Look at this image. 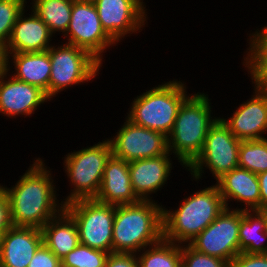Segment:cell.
<instances>
[{
    "label": "cell",
    "mask_w": 267,
    "mask_h": 267,
    "mask_svg": "<svg viewBox=\"0 0 267 267\" xmlns=\"http://www.w3.org/2000/svg\"><path fill=\"white\" fill-rule=\"evenodd\" d=\"M45 160L35 158L28 170L12 187H0L7 194L13 226L41 229L64 210L60 202L51 170ZM48 169V170H47Z\"/></svg>",
    "instance_id": "obj_1"
},
{
    "label": "cell",
    "mask_w": 267,
    "mask_h": 267,
    "mask_svg": "<svg viewBox=\"0 0 267 267\" xmlns=\"http://www.w3.org/2000/svg\"><path fill=\"white\" fill-rule=\"evenodd\" d=\"M163 207L155 200L115 205L113 252L137 254L161 240Z\"/></svg>",
    "instance_id": "obj_2"
},
{
    "label": "cell",
    "mask_w": 267,
    "mask_h": 267,
    "mask_svg": "<svg viewBox=\"0 0 267 267\" xmlns=\"http://www.w3.org/2000/svg\"><path fill=\"white\" fill-rule=\"evenodd\" d=\"M184 198L175 210L163 207V238L188 244L224 210L218 186L204 187Z\"/></svg>",
    "instance_id": "obj_3"
},
{
    "label": "cell",
    "mask_w": 267,
    "mask_h": 267,
    "mask_svg": "<svg viewBox=\"0 0 267 267\" xmlns=\"http://www.w3.org/2000/svg\"><path fill=\"white\" fill-rule=\"evenodd\" d=\"M208 97L203 92L189 95L179 107L174 127L167 136L168 151L184 168L200 154L209 127L218 118L211 115L212 105Z\"/></svg>",
    "instance_id": "obj_4"
},
{
    "label": "cell",
    "mask_w": 267,
    "mask_h": 267,
    "mask_svg": "<svg viewBox=\"0 0 267 267\" xmlns=\"http://www.w3.org/2000/svg\"><path fill=\"white\" fill-rule=\"evenodd\" d=\"M186 82L170 80L137 95L126 118L133 124L162 132L168 136L175 123L177 112L187 94Z\"/></svg>",
    "instance_id": "obj_5"
},
{
    "label": "cell",
    "mask_w": 267,
    "mask_h": 267,
    "mask_svg": "<svg viewBox=\"0 0 267 267\" xmlns=\"http://www.w3.org/2000/svg\"><path fill=\"white\" fill-rule=\"evenodd\" d=\"M111 155V145L106 138L93 146L71 151L63 157V169L70 180L69 186L73 187L69 195L63 199L64 204L78 199L96 197L102 183L106 162Z\"/></svg>",
    "instance_id": "obj_6"
},
{
    "label": "cell",
    "mask_w": 267,
    "mask_h": 267,
    "mask_svg": "<svg viewBox=\"0 0 267 267\" xmlns=\"http://www.w3.org/2000/svg\"><path fill=\"white\" fill-rule=\"evenodd\" d=\"M49 48L51 73L49 99L74 85L91 82L99 75L102 64L88 51L63 43ZM58 46V47H57Z\"/></svg>",
    "instance_id": "obj_7"
},
{
    "label": "cell",
    "mask_w": 267,
    "mask_h": 267,
    "mask_svg": "<svg viewBox=\"0 0 267 267\" xmlns=\"http://www.w3.org/2000/svg\"><path fill=\"white\" fill-rule=\"evenodd\" d=\"M240 142L218 117L209 127L202 151L186 168L192 181H200L206 169L217 181L225 173L238 168Z\"/></svg>",
    "instance_id": "obj_8"
},
{
    "label": "cell",
    "mask_w": 267,
    "mask_h": 267,
    "mask_svg": "<svg viewBox=\"0 0 267 267\" xmlns=\"http://www.w3.org/2000/svg\"><path fill=\"white\" fill-rule=\"evenodd\" d=\"M77 224L80 244L108 253L113 252L115 205L94 198L78 199L64 205Z\"/></svg>",
    "instance_id": "obj_9"
},
{
    "label": "cell",
    "mask_w": 267,
    "mask_h": 267,
    "mask_svg": "<svg viewBox=\"0 0 267 267\" xmlns=\"http://www.w3.org/2000/svg\"><path fill=\"white\" fill-rule=\"evenodd\" d=\"M64 38L66 43L88 51L101 64L103 53L110 46H117L103 29L93 1L73 0L71 20Z\"/></svg>",
    "instance_id": "obj_10"
},
{
    "label": "cell",
    "mask_w": 267,
    "mask_h": 267,
    "mask_svg": "<svg viewBox=\"0 0 267 267\" xmlns=\"http://www.w3.org/2000/svg\"><path fill=\"white\" fill-rule=\"evenodd\" d=\"M240 209L224 208L218 217L188 244L198 252L229 263L239 254Z\"/></svg>",
    "instance_id": "obj_11"
},
{
    "label": "cell",
    "mask_w": 267,
    "mask_h": 267,
    "mask_svg": "<svg viewBox=\"0 0 267 267\" xmlns=\"http://www.w3.org/2000/svg\"><path fill=\"white\" fill-rule=\"evenodd\" d=\"M116 135L108 139L112 155L131 162L168 153V139L159 131L137 126L125 118Z\"/></svg>",
    "instance_id": "obj_12"
},
{
    "label": "cell",
    "mask_w": 267,
    "mask_h": 267,
    "mask_svg": "<svg viewBox=\"0 0 267 267\" xmlns=\"http://www.w3.org/2000/svg\"><path fill=\"white\" fill-rule=\"evenodd\" d=\"M93 3L103 29L116 43L127 34L141 32L147 23L148 12L143 0H93Z\"/></svg>",
    "instance_id": "obj_13"
},
{
    "label": "cell",
    "mask_w": 267,
    "mask_h": 267,
    "mask_svg": "<svg viewBox=\"0 0 267 267\" xmlns=\"http://www.w3.org/2000/svg\"><path fill=\"white\" fill-rule=\"evenodd\" d=\"M10 62L5 61V70L0 74V115L11 119L20 115L30 117L41 104L51 100L40 88L10 75V68H13Z\"/></svg>",
    "instance_id": "obj_14"
},
{
    "label": "cell",
    "mask_w": 267,
    "mask_h": 267,
    "mask_svg": "<svg viewBox=\"0 0 267 267\" xmlns=\"http://www.w3.org/2000/svg\"><path fill=\"white\" fill-rule=\"evenodd\" d=\"M254 95L240 104L229 119L222 116V121L233 135L241 140L265 139L267 132V90L254 87ZM227 119V120H226Z\"/></svg>",
    "instance_id": "obj_15"
},
{
    "label": "cell",
    "mask_w": 267,
    "mask_h": 267,
    "mask_svg": "<svg viewBox=\"0 0 267 267\" xmlns=\"http://www.w3.org/2000/svg\"><path fill=\"white\" fill-rule=\"evenodd\" d=\"M170 152L129 162V174L134 193L140 200H153L151 194L161 191L172 170ZM171 158V159H170Z\"/></svg>",
    "instance_id": "obj_16"
},
{
    "label": "cell",
    "mask_w": 267,
    "mask_h": 267,
    "mask_svg": "<svg viewBox=\"0 0 267 267\" xmlns=\"http://www.w3.org/2000/svg\"><path fill=\"white\" fill-rule=\"evenodd\" d=\"M26 8L18 15L11 37L4 48V54L43 52L53 43V35L48 26L32 11L25 14ZM28 15V16H27ZM26 16V17H25Z\"/></svg>",
    "instance_id": "obj_17"
},
{
    "label": "cell",
    "mask_w": 267,
    "mask_h": 267,
    "mask_svg": "<svg viewBox=\"0 0 267 267\" xmlns=\"http://www.w3.org/2000/svg\"><path fill=\"white\" fill-rule=\"evenodd\" d=\"M42 243L41 229L12 226L3 233L0 267H28Z\"/></svg>",
    "instance_id": "obj_18"
},
{
    "label": "cell",
    "mask_w": 267,
    "mask_h": 267,
    "mask_svg": "<svg viewBox=\"0 0 267 267\" xmlns=\"http://www.w3.org/2000/svg\"><path fill=\"white\" fill-rule=\"evenodd\" d=\"M226 208L230 201L240 203L236 209L260 210V189L258 176L246 169L235 168L225 173L216 183ZM243 203V204H242ZM244 206L243 208H241Z\"/></svg>",
    "instance_id": "obj_19"
},
{
    "label": "cell",
    "mask_w": 267,
    "mask_h": 267,
    "mask_svg": "<svg viewBox=\"0 0 267 267\" xmlns=\"http://www.w3.org/2000/svg\"><path fill=\"white\" fill-rule=\"evenodd\" d=\"M94 199L112 205L133 204L140 201L132 188L129 162L110 156L105 165L99 192Z\"/></svg>",
    "instance_id": "obj_20"
},
{
    "label": "cell",
    "mask_w": 267,
    "mask_h": 267,
    "mask_svg": "<svg viewBox=\"0 0 267 267\" xmlns=\"http://www.w3.org/2000/svg\"><path fill=\"white\" fill-rule=\"evenodd\" d=\"M5 61L11 60L15 69L10 75L43 90L49 98L51 62L49 49L43 52L4 54ZM12 57V58H11ZM14 73V74H13Z\"/></svg>",
    "instance_id": "obj_21"
},
{
    "label": "cell",
    "mask_w": 267,
    "mask_h": 267,
    "mask_svg": "<svg viewBox=\"0 0 267 267\" xmlns=\"http://www.w3.org/2000/svg\"><path fill=\"white\" fill-rule=\"evenodd\" d=\"M41 231L43 243L60 260L80 243L77 224L65 210L48 221Z\"/></svg>",
    "instance_id": "obj_22"
},
{
    "label": "cell",
    "mask_w": 267,
    "mask_h": 267,
    "mask_svg": "<svg viewBox=\"0 0 267 267\" xmlns=\"http://www.w3.org/2000/svg\"><path fill=\"white\" fill-rule=\"evenodd\" d=\"M241 252L267 254V211L240 210L239 253Z\"/></svg>",
    "instance_id": "obj_23"
},
{
    "label": "cell",
    "mask_w": 267,
    "mask_h": 267,
    "mask_svg": "<svg viewBox=\"0 0 267 267\" xmlns=\"http://www.w3.org/2000/svg\"><path fill=\"white\" fill-rule=\"evenodd\" d=\"M247 43L249 47L242 65L251 76L252 86L267 90V32L262 27L257 29L249 35Z\"/></svg>",
    "instance_id": "obj_24"
},
{
    "label": "cell",
    "mask_w": 267,
    "mask_h": 267,
    "mask_svg": "<svg viewBox=\"0 0 267 267\" xmlns=\"http://www.w3.org/2000/svg\"><path fill=\"white\" fill-rule=\"evenodd\" d=\"M33 11L49 28L55 37V33L66 34L71 20L73 0H31Z\"/></svg>",
    "instance_id": "obj_25"
},
{
    "label": "cell",
    "mask_w": 267,
    "mask_h": 267,
    "mask_svg": "<svg viewBox=\"0 0 267 267\" xmlns=\"http://www.w3.org/2000/svg\"><path fill=\"white\" fill-rule=\"evenodd\" d=\"M136 256L139 267H182L181 244L164 238L144 248Z\"/></svg>",
    "instance_id": "obj_26"
},
{
    "label": "cell",
    "mask_w": 267,
    "mask_h": 267,
    "mask_svg": "<svg viewBox=\"0 0 267 267\" xmlns=\"http://www.w3.org/2000/svg\"><path fill=\"white\" fill-rule=\"evenodd\" d=\"M238 167L252 173L267 171V138L240 142Z\"/></svg>",
    "instance_id": "obj_27"
},
{
    "label": "cell",
    "mask_w": 267,
    "mask_h": 267,
    "mask_svg": "<svg viewBox=\"0 0 267 267\" xmlns=\"http://www.w3.org/2000/svg\"><path fill=\"white\" fill-rule=\"evenodd\" d=\"M109 253L80 244L61 259V267H105Z\"/></svg>",
    "instance_id": "obj_28"
},
{
    "label": "cell",
    "mask_w": 267,
    "mask_h": 267,
    "mask_svg": "<svg viewBox=\"0 0 267 267\" xmlns=\"http://www.w3.org/2000/svg\"><path fill=\"white\" fill-rule=\"evenodd\" d=\"M27 0L0 1V46L5 48L18 15L26 8Z\"/></svg>",
    "instance_id": "obj_29"
},
{
    "label": "cell",
    "mask_w": 267,
    "mask_h": 267,
    "mask_svg": "<svg viewBox=\"0 0 267 267\" xmlns=\"http://www.w3.org/2000/svg\"><path fill=\"white\" fill-rule=\"evenodd\" d=\"M182 267H230V263L193 249L189 244H181Z\"/></svg>",
    "instance_id": "obj_30"
},
{
    "label": "cell",
    "mask_w": 267,
    "mask_h": 267,
    "mask_svg": "<svg viewBox=\"0 0 267 267\" xmlns=\"http://www.w3.org/2000/svg\"><path fill=\"white\" fill-rule=\"evenodd\" d=\"M28 267H61V260L42 243L36 250Z\"/></svg>",
    "instance_id": "obj_31"
},
{
    "label": "cell",
    "mask_w": 267,
    "mask_h": 267,
    "mask_svg": "<svg viewBox=\"0 0 267 267\" xmlns=\"http://www.w3.org/2000/svg\"><path fill=\"white\" fill-rule=\"evenodd\" d=\"M230 267H267V254L241 252L231 261Z\"/></svg>",
    "instance_id": "obj_32"
},
{
    "label": "cell",
    "mask_w": 267,
    "mask_h": 267,
    "mask_svg": "<svg viewBox=\"0 0 267 267\" xmlns=\"http://www.w3.org/2000/svg\"><path fill=\"white\" fill-rule=\"evenodd\" d=\"M105 267H139L136 254L132 253H109Z\"/></svg>",
    "instance_id": "obj_33"
},
{
    "label": "cell",
    "mask_w": 267,
    "mask_h": 267,
    "mask_svg": "<svg viewBox=\"0 0 267 267\" xmlns=\"http://www.w3.org/2000/svg\"><path fill=\"white\" fill-rule=\"evenodd\" d=\"M12 226L9 200L7 194L0 187V231L4 233Z\"/></svg>",
    "instance_id": "obj_34"
},
{
    "label": "cell",
    "mask_w": 267,
    "mask_h": 267,
    "mask_svg": "<svg viewBox=\"0 0 267 267\" xmlns=\"http://www.w3.org/2000/svg\"><path fill=\"white\" fill-rule=\"evenodd\" d=\"M260 189V210L267 211V171L257 174Z\"/></svg>",
    "instance_id": "obj_35"
},
{
    "label": "cell",
    "mask_w": 267,
    "mask_h": 267,
    "mask_svg": "<svg viewBox=\"0 0 267 267\" xmlns=\"http://www.w3.org/2000/svg\"><path fill=\"white\" fill-rule=\"evenodd\" d=\"M5 70L4 48L0 46V74Z\"/></svg>",
    "instance_id": "obj_36"
},
{
    "label": "cell",
    "mask_w": 267,
    "mask_h": 267,
    "mask_svg": "<svg viewBox=\"0 0 267 267\" xmlns=\"http://www.w3.org/2000/svg\"><path fill=\"white\" fill-rule=\"evenodd\" d=\"M2 238H3V233L0 231V251H1Z\"/></svg>",
    "instance_id": "obj_37"
},
{
    "label": "cell",
    "mask_w": 267,
    "mask_h": 267,
    "mask_svg": "<svg viewBox=\"0 0 267 267\" xmlns=\"http://www.w3.org/2000/svg\"><path fill=\"white\" fill-rule=\"evenodd\" d=\"M267 32V25L262 27Z\"/></svg>",
    "instance_id": "obj_38"
}]
</instances>
